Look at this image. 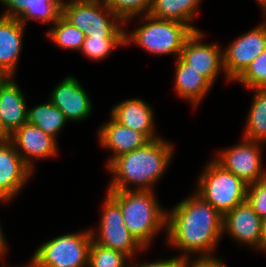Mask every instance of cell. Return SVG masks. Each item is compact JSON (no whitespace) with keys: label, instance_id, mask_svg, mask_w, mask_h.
<instances>
[{"label":"cell","instance_id":"cell-30","mask_svg":"<svg viewBox=\"0 0 266 267\" xmlns=\"http://www.w3.org/2000/svg\"><path fill=\"white\" fill-rule=\"evenodd\" d=\"M246 201L261 219L266 217V178L248 185Z\"/></svg>","mask_w":266,"mask_h":267},{"label":"cell","instance_id":"cell-21","mask_svg":"<svg viewBox=\"0 0 266 267\" xmlns=\"http://www.w3.org/2000/svg\"><path fill=\"white\" fill-rule=\"evenodd\" d=\"M174 89L176 94L190 101L194 108L203 101L212 88V84L198 71L186 64L180 57L176 58Z\"/></svg>","mask_w":266,"mask_h":267},{"label":"cell","instance_id":"cell-22","mask_svg":"<svg viewBox=\"0 0 266 267\" xmlns=\"http://www.w3.org/2000/svg\"><path fill=\"white\" fill-rule=\"evenodd\" d=\"M202 0H153L150 15L158 19L174 20L193 26L198 6ZM192 23V25H191Z\"/></svg>","mask_w":266,"mask_h":267},{"label":"cell","instance_id":"cell-20","mask_svg":"<svg viewBox=\"0 0 266 267\" xmlns=\"http://www.w3.org/2000/svg\"><path fill=\"white\" fill-rule=\"evenodd\" d=\"M25 27L17 18L0 16V68L13 77L23 49Z\"/></svg>","mask_w":266,"mask_h":267},{"label":"cell","instance_id":"cell-34","mask_svg":"<svg viewBox=\"0 0 266 267\" xmlns=\"http://www.w3.org/2000/svg\"><path fill=\"white\" fill-rule=\"evenodd\" d=\"M260 251L266 253V217L262 219Z\"/></svg>","mask_w":266,"mask_h":267},{"label":"cell","instance_id":"cell-13","mask_svg":"<svg viewBox=\"0 0 266 267\" xmlns=\"http://www.w3.org/2000/svg\"><path fill=\"white\" fill-rule=\"evenodd\" d=\"M9 139L21 158L33 171L35 168L33 162L52 158L58 153V141L29 123L22 124L10 135Z\"/></svg>","mask_w":266,"mask_h":267},{"label":"cell","instance_id":"cell-38","mask_svg":"<svg viewBox=\"0 0 266 267\" xmlns=\"http://www.w3.org/2000/svg\"><path fill=\"white\" fill-rule=\"evenodd\" d=\"M29 264H27L25 267H31V262H28ZM7 265H1L0 267H6ZM7 267H11V266H7ZM13 267H17V266H13ZM19 267V266H18ZM24 267V266H23Z\"/></svg>","mask_w":266,"mask_h":267},{"label":"cell","instance_id":"cell-11","mask_svg":"<svg viewBox=\"0 0 266 267\" xmlns=\"http://www.w3.org/2000/svg\"><path fill=\"white\" fill-rule=\"evenodd\" d=\"M204 34L201 30L194 31L185 41L179 57L214 85L218 75L225 74L223 48L216 42H203Z\"/></svg>","mask_w":266,"mask_h":267},{"label":"cell","instance_id":"cell-37","mask_svg":"<svg viewBox=\"0 0 266 267\" xmlns=\"http://www.w3.org/2000/svg\"><path fill=\"white\" fill-rule=\"evenodd\" d=\"M260 7H262L263 13L266 14V0H255ZM266 16V15H265Z\"/></svg>","mask_w":266,"mask_h":267},{"label":"cell","instance_id":"cell-32","mask_svg":"<svg viewBox=\"0 0 266 267\" xmlns=\"http://www.w3.org/2000/svg\"><path fill=\"white\" fill-rule=\"evenodd\" d=\"M185 260L183 267H226L222 259H196Z\"/></svg>","mask_w":266,"mask_h":267},{"label":"cell","instance_id":"cell-10","mask_svg":"<svg viewBox=\"0 0 266 267\" xmlns=\"http://www.w3.org/2000/svg\"><path fill=\"white\" fill-rule=\"evenodd\" d=\"M266 49V22L238 36L223 49L225 79L234 82L249 64Z\"/></svg>","mask_w":266,"mask_h":267},{"label":"cell","instance_id":"cell-16","mask_svg":"<svg viewBox=\"0 0 266 267\" xmlns=\"http://www.w3.org/2000/svg\"><path fill=\"white\" fill-rule=\"evenodd\" d=\"M110 113L121 125L145 134L150 140L161 138L156 134L154 108L139 98L117 103Z\"/></svg>","mask_w":266,"mask_h":267},{"label":"cell","instance_id":"cell-39","mask_svg":"<svg viewBox=\"0 0 266 267\" xmlns=\"http://www.w3.org/2000/svg\"><path fill=\"white\" fill-rule=\"evenodd\" d=\"M67 1H84V0H67Z\"/></svg>","mask_w":266,"mask_h":267},{"label":"cell","instance_id":"cell-18","mask_svg":"<svg viewBox=\"0 0 266 267\" xmlns=\"http://www.w3.org/2000/svg\"><path fill=\"white\" fill-rule=\"evenodd\" d=\"M7 8L0 16L17 18L23 25L35 20L39 23L53 25L61 16L64 0H0Z\"/></svg>","mask_w":266,"mask_h":267},{"label":"cell","instance_id":"cell-17","mask_svg":"<svg viewBox=\"0 0 266 267\" xmlns=\"http://www.w3.org/2000/svg\"><path fill=\"white\" fill-rule=\"evenodd\" d=\"M97 134L99 144L113 154L106 166L119 155L138 149L150 141L145 134L121 125L112 116L100 126Z\"/></svg>","mask_w":266,"mask_h":267},{"label":"cell","instance_id":"cell-33","mask_svg":"<svg viewBox=\"0 0 266 267\" xmlns=\"http://www.w3.org/2000/svg\"><path fill=\"white\" fill-rule=\"evenodd\" d=\"M0 202L6 203V201L1 200V199H0ZM3 233L4 232L2 229V225L0 224V260L5 257V255L7 254L8 250H9L8 249L9 245L7 244L8 242L6 241L5 236H4L6 234H3Z\"/></svg>","mask_w":266,"mask_h":267},{"label":"cell","instance_id":"cell-3","mask_svg":"<svg viewBox=\"0 0 266 267\" xmlns=\"http://www.w3.org/2000/svg\"><path fill=\"white\" fill-rule=\"evenodd\" d=\"M106 193L120 206L127 229L145 250L159 232L164 229L166 233L167 209L161 207L155 191L107 190Z\"/></svg>","mask_w":266,"mask_h":267},{"label":"cell","instance_id":"cell-35","mask_svg":"<svg viewBox=\"0 0 266 267\" xmlns=\"http://www.w3.org/2000/svg\"><path fill=\"white\" fill-rule=\"evenodd\" d=\"M10 77L2 68H0V86Z\"/></svg>","mask_w":266,"mask_h":267},{"label":"cell","instance_id":"cell-23","mask_svg":"<svg viewBox=\"0 0 266 267\" xmlns=\"http://www.w3.org/2000/svg\"><path fill=\"white\" fill-rule=\"evenodd\" d=\"M66 120L63 112L50 101L27 108V123L40 128L46 134L57 139L58 133L65 127Z\"/></svg>","mask_w":266,"mask_h":267},{"label":"cell","instance_id":"cell-4","mask_svg":"<svg viewBox=\"0 0 266 267\" xmlns=\"http://www.w3.org/2000/svg\"><path fill=\"white\" fill-rule=\"evenodd\" d=\"M136 17L141 19L142 25L129 33L126 31V46L134 43L150 54H175L173 57L176 59L180 56L185 41L194 32L188 24L174 20L158 19L150 14L129 18L125 21V24Z\"/></svg>","mask_w":266,"mask_h":267},{"label":"cell","instance_id":"cell-6","mask_svg":"<svg viewBox=\"0 0 266 267\" xmlns=\"http://www.w3.org/2000/svg\"><path fill=\"white\" fill-rule=\"evenodd\" d=\"M61 16L86 37H125V22L100 0H65Z\"/></svg>","mask_w":266,"mask_h":267},{"label":"cell","instance_id":"cell-14","mask_svg":"<svg viewBox=\"0 0 266 267\" xmlns=\"http://www.w3.org/2000/svg\"><path fill=\"white\" fill-rule=\"evenodd\" d=\"M49 97V101L63 112L67 121L79 122L92 114L91 99L75 76L65 77Z\"/></svg>","mask_w":266,"mask_h":267},{"label":"cell","instance_id":"cell-7","mask_svg":"<svg viewBox=\"0 0 266 267\" xmlns=\"http://www.w3.org/2000/svg\"><path fill=\"white\" fill-rule=\"evenodd\" d=\"M91 229L56 236L33 253L31 267H88Z\"/></svg>","mask_w":266,"mask_h":267},{"label":"cell","instance_id":"cell-9","mask_svg":"<svg viewBox=\"0 0 266 267\" xmlns=\"http://www.w3.org/2000/svg\"><path fill=\"white\" fill-rule=\"evenodd\" d=\"M242 139V142L237 145L223 148L213 158L226 170L249 185L266 178L260 147L261 144L263 146V143Z\"/></svg>","mask_w":266,"mask_h":267},{"label":"cell","instance_id":"cell-25","mask_svg":"<svg viewBox=\"0 0 266 267\" xmlns=\"http://www.w3.org/2000/svg\"><path fill=\"white\" fill-rule=\"evenodd\" d=\"M46 36L57 47L70 51H80L86 37L79 28L71 25L62 16L46 32Z\"/></svg>","mask_w":266,"mask_h":267},{"label":"cell","instance_id":"cell-27","mask_svg":"<svg viewBox=\"0 0 266 267\" xmlns=\"http://www.w3.org/2000/svg\"><path fill=\"white\" fill-rule=\"evenodd\" d=\"M129 260L122 252L91 243L88 267H128Z\"/></svg>","mask_w":266,"mask_h":267},{"label":"cell","instance_id":"cell-19","mask_svg":"<svg viewBox=\"0 0 266 267\" xmlns=\"http://www.w3.org/2000/svg\"><path fill=\"white\" fill-rule=\"evenodd\" d=\"M13 79L10 76L0 86V123L9 136L27 123L26 95Z\"/></svg>","mask_w":266,"mask_h":267},{"label":"cell","instance_id":"cell-24","mask_svg":"<svg viewBox=\"0 0 266 267\" xmlns=\"http://www.w3.org/2000/svg\"><path fill=\"white\" fill-rule=\"evenodd\" d=\"M254 98L249 109L243 138L266 143V89H253Z\"/></svg>","mask_w":266,"mask_h":267},{"label":"cell","instance_id":"cell-31","mask_svg":"<svg viewBox=\"0 0 266 267\" xmlns=\"http://www.w3.org/2000/svg\"><path fill=\"white\" fill-rule=\"evenodd\" d=\"M185 260L178 256H173L169 259H162L154 262H148L145 264H133L132 259L128 263V267H183Z\"/></svg>","mask_w":266,"mask_h":267},{"label":"cell","instance_id":"cell-26","mask_svg":"<svg viewBox=\"0 0 266 267\" xmlns=\"http://www.w3.org/2000/svg\"><path fill=\"white\" fill-rule=\"evenodd\" d=\"M119 46H126L125 37H85L80 52L91 61H101Z\"/></svg>","mask_w":266,"mask_h":267},{"label":"cell","instance_id":"cell-5","mask_svg":"<svg viewBox=\"0 0 266 267\" xmlns=\"http://www.w3.org/2000/svg\"><path fill=\"white\" fill-rule=\"evenodd\" d=\"M197 180L195 192L222 216L246 201L248 184L214 158L209 160Z\"/></svg>","mask_w":266,"mask_h":267},{"label":"cell","instance_id":"cell-28","mask_svg":"<svg viewBox=\"0 0 266 267\" xmlns=\"http://www.w3.org/2000/svg\"><path fill=\"white\" fill-rule=\"evenodd\" d=\"M247 89H266V49L234 81Z\"/></svg>","mask_w":266,"mask_h":267},{"label":"cell","instance_id":"cell-12","mask_svg":"<svg viewBox=\"0 0 266 267\" xmlns=\"http://www.w3.org/2000/svg\"><path fill=\"white\" fill-rule=\"evenodd\" d=\"M10 139L0 141V199L13 201L33 175Z\"/></svg>","mask_w":266,"mask_h":267},{"label":"cell","instance_id":"cell-8","mask_svg":"<svg viewBox=\"0 0 266 267\" xmlns=\"http://www.w3.org/2000/svg\"><path fill=\"white\" fill-rule=\"evenodd\" d=\"M98 230L92 228V239L99 245L122 252L133 259L145 249L127 229L120 206L106 193ZM97 234V235H96Z\"/></svg>","mask_w":266,"mask_h":267},{"label":"cell","instance_id":"cell-2","mask_svg":"<svg viewBox=\"0 0 266 267\" xmlns=\"http://www.w3.org/2000/svg\"><path fill=\"white\" fill-rule=\"evenodd\" d=\"M174 151L173 144L161 137L119 155L106 167L113 176L107 190L154 191L155 184L168 169Z\"/></svg>","mask_w":266,"mask_h":267},{"label":"cell","instance_id":"cell-29","mask_svg":"<svg viewBox=\"0 0 266 267\" xmlns=\"http://www.w3.org/2000/svg\"><path fill=\"white\" fill-rule=\"evenodd\" d=\"M124 22L132 17L149 14L153 0H100Z\"/></svg>","mask_w":266,"mask_h":267},{"label":"cell","instance_id":"cell-1","mask_svg":"<svg viewBox=\"0 0 266 267\" xmlns=\"http://www.w3.org/2000/svg\"><path fill=\"white\" fill-rule=\"evenodd\" d=\"M166 244L179 249L183 260L217 258L213 255L223 237V216L193 192L177 205L167 210Z\"/></svg>","mask_w":266,"mask_h":267},{"label":"cell","instance_id":"cell-15","mask_svg":"<svg viewBox=\"0 0 266 267\" xmlns=\"http://www.w3.org/2000/svg\"><path fill=\"white\" fill-rule=\"evenodd\" d=\"M261 225L262 219L244 201L223 216V235L227 233L238 244L260 251Z\"/></svg>","mask_w":266,"mask_h":267},{"label":"cell","instance_id":"cell-36","mask_svg":"<svg viewBox=\"0 0 266 267\" xmlns=\"http://www.w3.org/2000/svg\"><path fill=\"white\" fill-rule=\"evenodd\" d=\"M10 136L3 130V127L0 123V141L9 139Z\"/></svg>","mask_w":266,"mask_h":267}]
</instances>
